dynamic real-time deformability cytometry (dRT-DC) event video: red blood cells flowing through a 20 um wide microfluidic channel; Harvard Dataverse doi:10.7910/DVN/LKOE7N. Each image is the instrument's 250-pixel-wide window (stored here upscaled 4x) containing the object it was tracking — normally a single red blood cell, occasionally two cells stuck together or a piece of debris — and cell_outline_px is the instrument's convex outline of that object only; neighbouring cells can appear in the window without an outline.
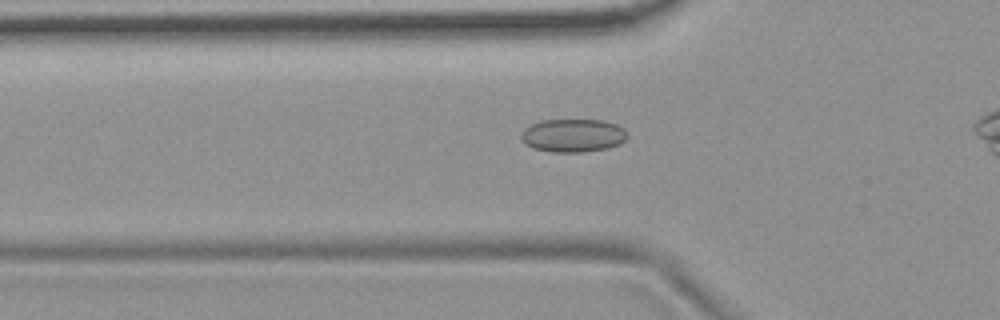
{"species": "common noctule bat (a hibernating species)", "species_latin": "Nyctalus noctula", "temperature_condition": "room temperature", "stored_images_in_passage": 46, "camera_frame_rate_fps": 3000, "um_per_image_px": 0.085, "animal": {"sex": "female", "body_mass_g": 19.9}, "frame": {"image": 1, "passage_image": 17, "time_ms": 5.333, "image_size_px": [1000, 320], "cell_outline_px": [[628, 136], [620, 144], [608, 148], [584, 152], [552, 152], [532, 148], [524, 144], [520, 140], [520, 136], [524, 128], [532, 124], [544, 120], [604, 120], [616, 124], [624, 128]], "centroid_in_image_um": [48.69, 11.52], "position_along_channel_um": 77.1, "area_um2": 20.75}}
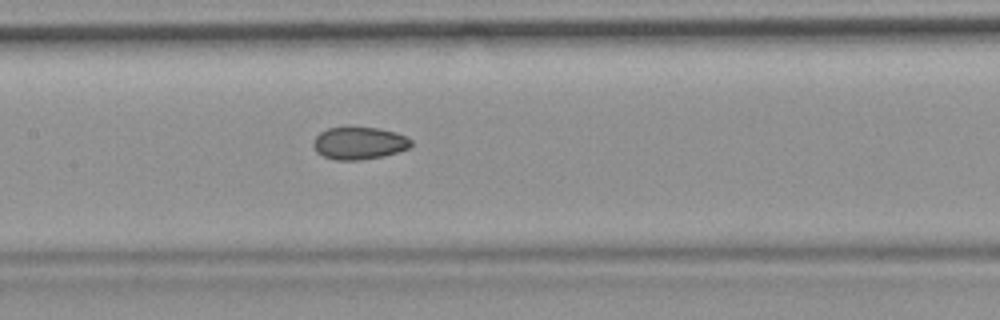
{"frame": {"image": 2, "passage_image": 25, "time_ms": 8.0, "image_size_px": [1000, 320], "cell_outline_px": [[412, 144], [408, 148], [384, 156], [360, 160], [336, 160], [324, 156], [316, 152], [312, 144], [316, 136], [320, 132], [328, 128], [380, 128], [396, 132], [412, 140]], "centroid_in_image_um": [30.52, 12.18], "position_along_channel_um": 176.9, "area_um2": 18.32}}
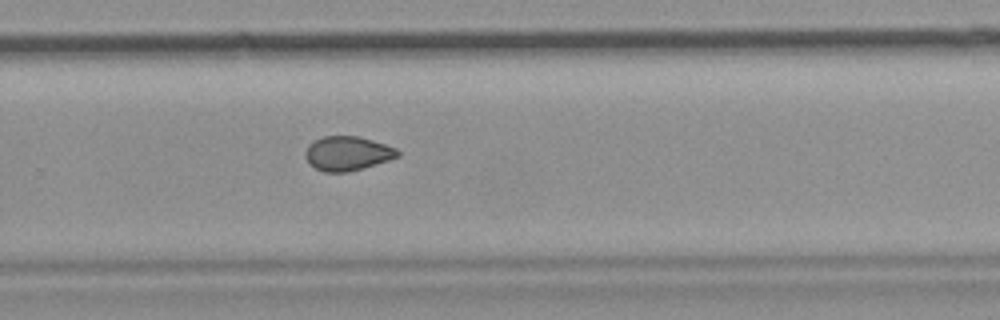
{"frame": {"image": 3, "passage_image": 35, "time_ms": 11.333, "image_size_px": [1000, 320], "cell_outline_px": [[400, 156], [364, 168], [348, 172], [324, 172], [316, 168], [304, 156], [304, 152], [308, 144], [324, 136], [356, 136], [372, 140], [396, 148], [400, 152]], "centroid_in_image_um": [29.54, 13.04], "position_along_channel_um": 300.3, "area_um2": 18.32}}